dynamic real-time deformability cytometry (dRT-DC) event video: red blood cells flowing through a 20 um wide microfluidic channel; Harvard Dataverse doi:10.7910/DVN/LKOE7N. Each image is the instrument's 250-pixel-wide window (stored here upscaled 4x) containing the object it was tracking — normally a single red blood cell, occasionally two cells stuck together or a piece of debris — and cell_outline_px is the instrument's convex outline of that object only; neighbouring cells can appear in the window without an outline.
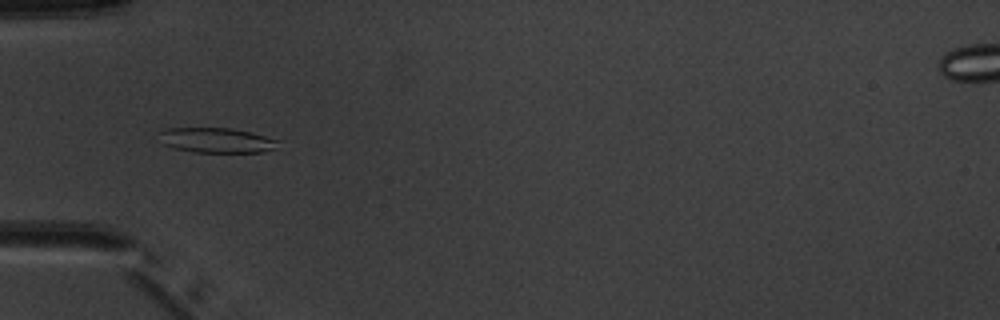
{"species": "common noctule bat (a hibernating species)", "species_latin": "Nyctalus noctula", "temperature_condition": "warm", "stored_images_in_passage": 5, "camera_frame_rate_fps": 3000, "um_per_image_px": 0.085, "animal": {"sex": "male", "body_mass_g": 20.1, "forearm_length_mm": 53.5}, "frame": {"image": 1, "passage_image": 5, "time_ms": 5.0, "image_size_px": [1000, 320], "cell_outline_px": [[284, 140], [276, 148], [264, 152], [192, 152], [172, 148], [164, 144], [156, 132], [164, 128], [232, 128], [252, 132]], "centroid_in_image_um": [18.45, 11.92], "position_along_channel_um": 66.5, "area_um2": 17.86}}